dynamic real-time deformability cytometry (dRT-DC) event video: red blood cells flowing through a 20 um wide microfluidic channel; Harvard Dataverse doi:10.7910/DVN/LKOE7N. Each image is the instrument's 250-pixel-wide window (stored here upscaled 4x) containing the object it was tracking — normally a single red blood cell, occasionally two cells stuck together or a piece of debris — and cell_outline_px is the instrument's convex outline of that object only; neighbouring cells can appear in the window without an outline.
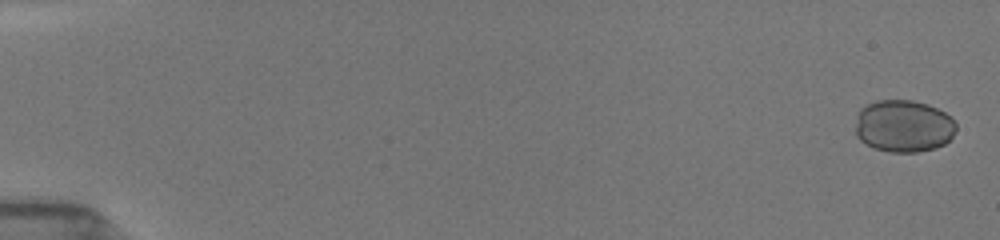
{"species": "common noctule bat (a hibernating species)", "species_latin": "Nyctalus noctula", "temperature_condition": "room temperature", "stored_images_in_passage": 16, "camera_frame_rate_fps": 3000, "um_per_image_px": 0.085, "animal": {"sex": "female", "body_mass_g": 19.5, "forearm_length_mm": 54.1}, "frame": {"image": 1, "passage_image": 1, "time_ms": 0.0, "image_size_px": [1000, 240], "cell_outline_px": [[956, 128], [952, 136], [944, 144], [936, 148], [916, 152], [888, 152], [876, 148], [860, 140], [856, 136], [856, 116], [860, 108], [876, 100], [912, 100], [928, 104], [952, 116], [956, 124]], "centroid_in_image_um": [76.8, 10.7], "position_along_channel_um": 8.2, "area_um2": 30.81}}
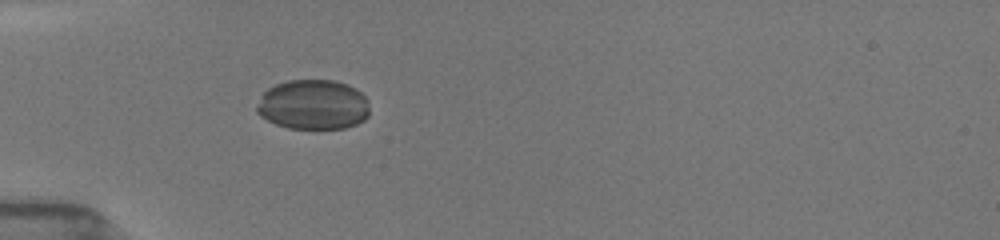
{"frame": {"image": 2, "passage_image": 12, "time_ms": 5.333, "image_size_px": [1000, 240], "cell_outline_px": [[368, 116], [364, 120], [356, 124], [344, 128], [288, 128], [276, 124], [260, 116], [256, 112], [256, 108], [260, 96], [268, 88], [276, 84], [288, 80], [332, 80], [348, 84], [356, 88], [368, 100]], "centroid_in_image_um": [26.61, 8.89], "position_along_channel_um": 58.4, "area_um2": 32.89}}
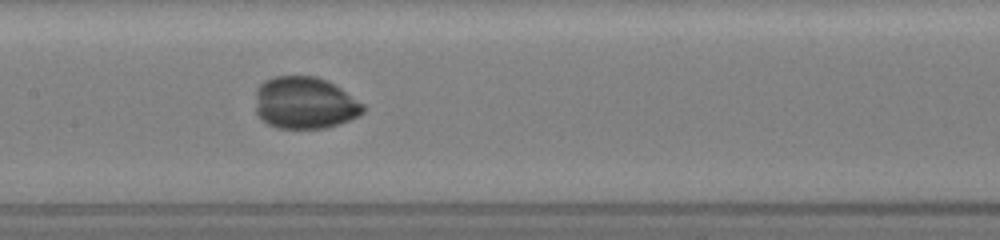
{"frame": {"image": 3, "passage_image": 16, "time_ms": 8.667, "image_size_px": [1000, 240], "cell_outline_px": [[364, 112], [360, 116], [324, 128], [276, 128], [260, 120], [256, 112], [256, 88], [264, 80], [276, 76], [316, 76], [328, 80], [364, 104]], "centroid_in_image_um": [25.88, 8.74], "position_along_channel_um": 181.5, "area_um2": 32.83}}